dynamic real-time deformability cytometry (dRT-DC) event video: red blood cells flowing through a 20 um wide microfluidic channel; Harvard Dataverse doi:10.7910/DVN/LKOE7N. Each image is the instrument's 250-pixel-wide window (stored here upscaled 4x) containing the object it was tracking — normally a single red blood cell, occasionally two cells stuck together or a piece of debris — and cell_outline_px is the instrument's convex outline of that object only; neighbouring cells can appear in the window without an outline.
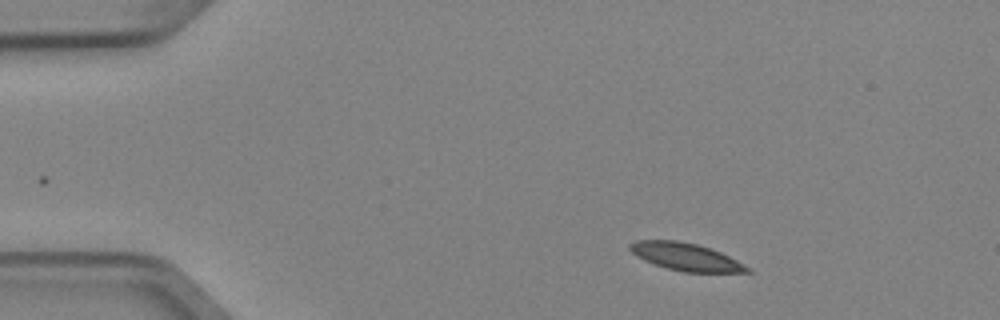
{"species": "Egyptian fruit bat (a non-hibernating species)", "species_latin": "Rousettus aegyptiacus", "temperature_condition": "cold", "stored_images_in_passage": 3, "camera_frame_rate_fps": 3000, "um_per_image_px": 0.085, "animal": {"sex": "female"}, "frame": {"image": 1, "passage_image": 1, "time_ms": 0.0, "image_size_px": [1000, 320], "cell_outline_px": [[752, 272], [684, 272], [668, 268], [644, 260], [636, 256], [628, 248], [628, 244], [636, 240], [676, 240], [696, 244], [720, 252], [752, 268]], "centroid_in_image_um": [58.28, 21.82], "position_along_channel_um": 26.7, "area_um2": 18.67}}